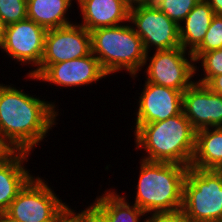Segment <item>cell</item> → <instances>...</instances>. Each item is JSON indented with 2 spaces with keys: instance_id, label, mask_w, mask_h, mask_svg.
<instances>
[{
  "instance_id": "9a60e30c",
  "label": "cell",
  "mask_w": 222,
  "mask_h": 222,
  "mask_svg": "<svg viewBox=\"0 0 222 222\" xmlns=\"http://www.w3.org/2000/svg\"><path fill=\"white\" fill-rule=\"evenodd\" d=\"M30 155L28 152L16 151L0 163V213L8 209L18 193L34 177L25 166Z\"/></svg>"
},
{
  "instance_id": "4fadbf2b",
  "label": "cell",
  "mask_w": 222,
  "mask_h": 222,
  "mask_svg": "<svg viewBox=\"0 0 222 222\" xmlns=\"http://www.w3.org/2000/svg\"><path fill=\"white\" fill-rule=\"evenodd\" d=\"M183 113L197 131L222 127V96L194 82L182 94Z\"/></svg>"
},
{
  "instance_id": "484cf974",
  "label": "cell",
  "mask_w": 222,
  "mask_h": 222,
  "mask_svg": "<svg viewBox=\"0 0 222 222\" xmlns=\"http://www.w3.org/2000/svg\"><path fill=\"white\" fill-rule=\"evenodd\" d=\"M16 150L0 133V163L9 159Z\"/></svg>"
},
{
  "instance_id": "9c48e42d",
  "label": "cell",
  "mask_w": 222,
  "mask_h": 222,
  "mask_svg": "<svg viewBox=\"0 0 222 222\" xmlns=\"http://www.w3.org/2000/svg\"><path fill=\"white\" fill-rule=\"evenodd\" d=\"M90 53V32L78 22L48 29L41 64L31 76L37 79L51 64L85 57Z\"/></svg>"
},
{
  "instance_id": "4316f807",
  "label": "cell",
  "mask_w": 222,
  "mask_h": 222,
  "mask_svg": "<svg viewBox=\"0 0 222 222\" xmlns=\"http://www.w3.org/2000/svg\"><path fill=\"white\" fill-rule=\"evenodd\" d=\"M205 85L212 92H215L222 96V74L213 76Z\"/></svg>"
},
{
  "instance_id": "7402d4cb",
  "label": "cell",
  "mask_w": 222,
  "mask_h": 222,
  "mask_svg": "<svg viewBox=\"0 0 222 222\" xmlns=\"http://www.w3.org/2000/svg\"><path fill=\"white\" fill-rule=\"evenodd\" d=\"M200 0H153V4L178 25Z\"/></svg>"
},
{
  "instance_id": "30bf717a",
  "label": "cell",
  "mask_w": 222,
  "mask_h": 222,
  "mask_svg": "<svg viewBox=\"0 0 222 222\" xmlns=\"http://www.w3.org/2000/svg\"><path fill=\"white\" fill-rule=\"evenodd\" d=\"M47 29L26 18L6 26L2 52L20 65L34 67L26 75L40 66L44 52ZM28 64V65H27Z\"/></svg>"
},
{
  "instance_id": "f1b7e54d",
  "label": "cell",
  "mask_w": 222,
  "mask_h": 222,
  "mask_svg": "<svg viewBox=\"0 0 222 222\" xmlns=\"http://www.w3.org/2000/svg\"><path fill=\"white\" fill-rule=\"evenodd\" d=\"M86 222H105L89 205L86 207Z\"/></svg>"
},
{
  "instance_id": "4dcf8cb0",
  "label": "cell",
  "mask_w": 222,
  "mask_h": 222,
  "mask_svg": "<svg viewBox=\"0 0 222 222\" xmlns=\"http://www.w3.org/2000/svg\"><path fill=\"white\" fill-rule=\"evenodd\" d=\"M6 26L7 25L4 23L3 19L0 16V50H1L3 42H4Z\"/></svg>"
},
{
  "instance_id": "1f68e13d",
  "label": "cell",
  "mask_w": 222,
  "mask_h": 222,
  "mask_svg": "<svg viewBox=\"0 0 222 222\" xmlns=\"http://www.w3.org/2000/svg\"><path fill=\"white\" fill-rule=\"evenodd\" d=\"M0 222H17V221H14V220L10 219L4 213H0Z\"/></svg>"
},
{
  "instance_id": "ffe728a7",
  "label": "cell",
  "mask_w": 222,
  "mask_h": 222,
  "mask_svg": "<svg viewBox=\"0 0 222 222\" xmlns=\"http://www.w3.org/2000/svg\"><path fill=\"white\" fill-rule=\"evenodd\" d=\"M197 63H201V65H195V72L203 70V73L201 74L202 78L198 79V81L195 80V82L205 85L213 76L222 74V48L203 53L195 61V64ZM200 66L202 69H199Z\"/></svg>"
},
{
  "instance_id": "cb8c5ba5",
  "label": "cell",
  "mask_w": 222,
  "mask_h": 222,
  "mask_svg": "<svg viewBox=\"0 0 222 222\" xmlns=\"http://www.w3.org/2000/svg\"><path fill=\"white\" fill-rule=\"evenodd\" d=\"M148 215L146 214L144 222H189L181 209L169 212H152Z\"/></svg>"
},
{
  "instance_id": "7c38bea8",
  "label": "cell",
  "mask_w": 222,
  "mask_h": 222,
  "mask_svg": "<svg viewBox=\"0 0 222 222\" xmlns=\"http://www.w3.org/2000/svg\"><path fill=\"white\" fill-rule=\"evenodd\" d=\"M138 93L135 124H149L166 120L183 112L182 92L145 81Z\"/></svg>"
},
{
  "instance_id": "5b68a950",
  "label": "cell",
  "mask_w": 222,
  "mask_h": 222,
  "mask_svg": "<svg viewBox=\"0 0 222 222\" xmlns=\"http://www.w3.org/2000/svg\"><path fill=\"white\" fill-rule=\"evenodd\" d=\"M181 210L189 222H222V170L188 167Z\"/></svg>"
},
{
  "instance_id": "603a6c76",
  "label": "cell",
  "mask_w": 222,
  "mask_h": 222,
  "mask_svg": "<svg viewBox=\"0 0 222 222\" xmlns=\"http://www.w3.org/2000/svg\"><path fill=\"white\" fill-rule=\"evenodd\" d=\"M27 0H0V16L6 25L27 18Z\"/></svg>"
},
{
  "instance_id": "2e32d148",
  "label": "cell",
  "mask_w": 222,
  "mask_h": 222,
  "mask_svg": "<svg viewBox=\"0 0 222 222\" xmlns=\"http://www.w3.org/2000/svg\"><path fill=\"white\" fill-rule=\"evenodd\" d=\"M113 188L96 196L89 205L105 222H144L146 213L136 204L129 203L126 195H119ZM142 216V217H141Z\"/></svg>"
},
{
  "instance_id": "ba28073f",
  "label": "cell",
  "mask_w": 222,
  "mask_h": 222,
  "mask_svg": "<svg viewBox=\"0 0 222 222\" xmlns=\"http://www.w3.org/2000/svg\"><path fill=\"white\" fill-rule=\"evenodd\" d=\"M129 22L142 39L146 53L181 47L179 25L153 3L131 9Z\"/></svg>"
},
{
  "instance_id": "ac0fdd59",
  "label": "cell",
  "mask_w": 222,
  "mask_h": 222,
  "mask_svg": "<svg viewBox=\"0 0 222 222\" xmlns=\"http://www.w3.org/2000/svg\"><path fill=\"white\" fill-rule=\"evenodd\" d=\"M214 15L206 0H200L196 4L179 24L180 44L184 50L192 53L201 44Z\"/></svg>"
},
{
  "instance_id": "8fae6325",
  "label": "cell",
  "mask_w": 222,
  "mask_h": 222,
  "mask_svg": "<svg viewBox=\"0 0 222 222\" xmlns=\"http://www.w3.org/2000/svg\"><path fill=\"white\" fill-rule=\"evenodd\" d=\"M107 76L99 60L90 53L85 57L51 64L37 79L31 75H25V78L63 88H72L85 85L87 87Z\"/></svg>"
},
{
  "instance_id": "3957f363",
  "label": "cell",
  "mask_w": 222,
  "mask_h": 222,
  "mask_svg": "<svg viewBox=\"0 0 222 222\" xmlns=\"http://www.w3.org/2000/svg\"><path fill=\"white\" fill-rule=\"evenodd\" d=\"M134 204L146 214L182 208L187 166L140 159Z\"/></svg>"
},
{
  "instance_id": "7a4b0ae2",
  "label": "cell",
  "mask_w": 222,
  "mask_h": 222,
  "mask_svg": "<svg viewBox=\"0 0 222 222\" xmlns=\"http://www.w3.org/2000/svg\"><path fill=\"white\" fill-rule=\"evenodd\" d=\"M136 150L145 151L147 161L177 163L190 167L196 130L184 113L149 124H134Z\"/></svg>"
},
{
  "instance_id": "5bb4252c",
  "label": "cell",
  "mask_w": 222,
  "mask_h": 222,
  "mask_svg": "<svg viewBox=\"0 0 222 222\" xmlns=\"http://www.w3.org/2000/svg\"><path fill=\"white\" fill-rule=\"evenodd\" d=\"M77 1V2H76ZM81 23L89 32L129 22L130 9L122 0H75Z\"/></svg>"
},
{
  "instance_id": "44dd1931",
  "label": "cell",
  "mask_w": 222,
  "mask_h": 222,
  "mask_svg": "<svg viewBox=\"0 0 222 222\" xmlns=\"http://www.w3.org/2000/svg\"><path fill=\"white\" fill-rule=\"evenodd\" d=\"M222 48V15L215 14L201 44L192 52L194 61L203 53Z\"/></svg>"
},
{
  "instance_id": "d6986e66",
  "label": "cell",
  "mask_w": 222,
  "mask_h": 222,
  "mask_svg": "<svg viewBox=\"0 0 222 222\" xmlns=\"http://www.w3.org/2000/svg\"><path fill=\"white\" fill-rule=\"evenodd\" d=\"M72 1L74 0H27V18L47 30L68 26L75 23L68 18Z\"/></svg>"
},
{
  "instance_id": "8992f818",
  "label": "cell",
  "mask_w": 222,
  "mask_h": 222,
  "mask_svg": "<svg viewBox=\"0 0 222 222\" xmlns=\"http://www.w3.org/2000/svg\"><path fill=\"white\" fill-rule=\"evenodd\" d=\"M42 177L34 176L4 212L17 222H53L68 206Z\"/></svg>"
},
{
  "instance_id": "d4e9b609",
  "label": "cell",
  "mask_w": 222,
  "mask_h": 222,
  "mask_svg": "<svg viewBox=\"0 0 222 222\" xmlns=\"http://www.w3.org/2000/svg\"><path fill=\"white\" fill-rule=\"evenodd\" d=\"M75 211L68 205L53 222H86V208L78 213Z\"/></svg>"
},
{
  "instance_id": "e0dca14e",
  "label": "cell",
  "mask_w": 222,
  "mask_h": 222,
  "mask_svg": "<svg viewBox=\"0 0 222 222\" xmlns=\"http://www.w3.org/2000/svg\"><path fill=\"white\" fill-rule=\"evenodd\" d=\"M190 167L222 170V127L196 131L195 152Z\"/></svg>"
},
{
  "instance_id": "277c9868",
  "label": "cell",
  "mask_w": 222,
  "mask_h": 222,
  "mask_svg": "<svg viewBox=\"0 0 222 222\" xmlns=\"http://www.w3.org/2000/svg\"><path fill=\"white\" fill-rule=\"evenodd\" d=\"M91 53L99 60L101 67L110 77L119 71L138 78L143 68L146 52L142 39L130 22L90 31Z\"/></svg>"
},
{
  "instance_id": "52a82bcc",
  "label": "cell",
  "mask_w": 222,
  "mask_h": 222,
  "mask_svg": "<svg viewBox=\"0 0 222 222\" xmlns=\"http://www.w3.org/2000/svg\"><path fill=\"white\" fill-rule=\"evenodd\" d=\"M152 56L146 53L143 71L146 73L145 81L170 87L182 93L189 88L195 80V61L192 53L177 47L170 50L153 51ZM150 56V57H149ZM149 62V63H148ZM192 79V80H191Z\"/></svg>"
},
{
  "instance_id": "83f0119b",
  "label": "cell",
  "mask_w": 222,
  "mask_h": 222,
  "mask_svg": "<svg viewBox=\"0 0 222 222\" xmlns=\"http://www.w3.org/2000/svg\"><path fill=\"white\" fill-rule=\"evenodd\" d=\"M122 2L131 10L136 7L150 5L153 0H122Z\"/></svg>"
},
{
  "instance_id": "f546056e",
  "label": "cell",
  "mask_w": 222,
  "mask_h": 222,
  "mask_svg": "<svg viewBox=\"0 0 222 222\" xmlns=\"http://www.w3.org/2000/svg\"><path fill=\"white\" fill-rule=\"evenodd\" d=\"M213 9L214 14L222 15V0H206Z\"/></svg>"
},
{
  "instance_id": "6da1fadb",
  "label": "cell",
  "mask_w": 222,
  "mask_h": 222,
  "mask_svg": "<svg viewBox=\"0 0 222 222\" xmlns=\"http://www.w3.org/2000/svg\"><path fill=\"white\" fill-rule=\"evenodd\" d=\"M12 85L0 83V133L16 151L31 153L58 124V105Z\"/></svg>"
}]
</instances>
